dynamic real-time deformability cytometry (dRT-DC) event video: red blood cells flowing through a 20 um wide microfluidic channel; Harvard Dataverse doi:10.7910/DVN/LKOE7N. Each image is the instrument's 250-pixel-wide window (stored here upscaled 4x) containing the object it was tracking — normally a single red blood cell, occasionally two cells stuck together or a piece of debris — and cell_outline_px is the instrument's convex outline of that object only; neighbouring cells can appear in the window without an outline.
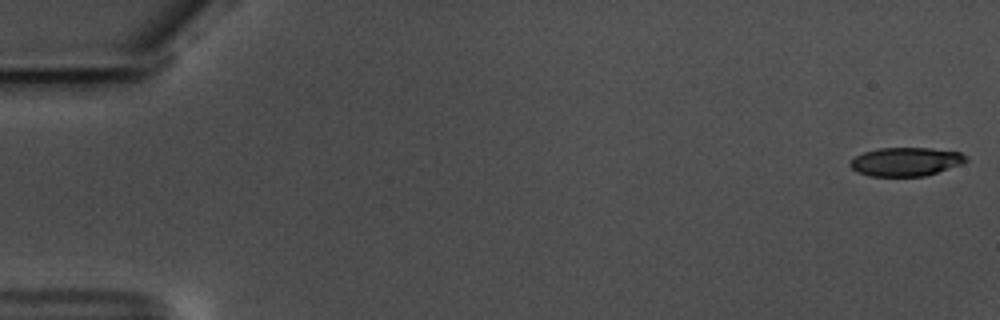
{"species": "common noctule bat (a hibernating species)", "species_latin": "Nyctalus noctula", "temperature_condition": "warm", "stored_images_in_passage": 58, "camera_frame_rate_fps": 3000, "um_per_image_px": 0.085, "animal": {"sex": "male", "body_mass_g": 17.5, "forearm_length_mm": 52.3}, "frame": {"image": 1, "passage_image": 1, "time_ms": 0.0, "image_size_px": [1000, 320], "cell_outline_px": [[968, 160], [960, 164], [924, 176], [868, 176], [856, 172], [848, 164], [856, 156], [864, 152], [880, 148], [932, 148], [960, 152], [968, 156]], "centroid_in_image_um": [76.98, 13.74], "position_along_channel_um": 8.0, "area_um2": 19.25}}
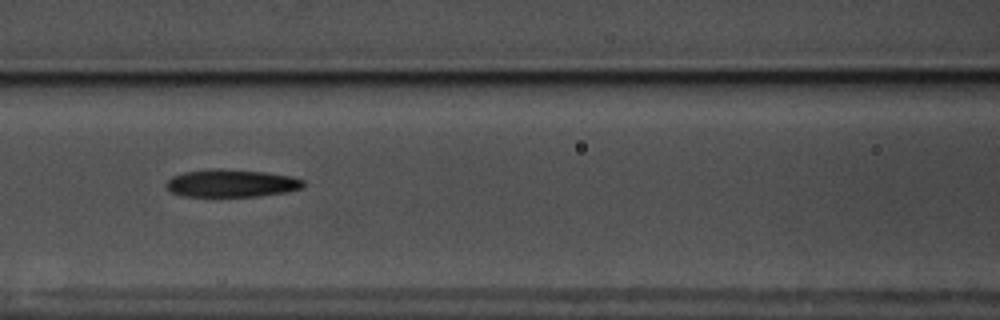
{"frame": {"image": 2, "passage_image": 26, "time_ms": 8.333, "image_size_px": [1000, 320], "cell_outline_px": [[304, 184], [300, 188], [284, 192], [260, 196], [180, 196], [168, 192], [164, 184], [172, 176], [184, 172], [212, 168], [220, 168], [264, 172], [292, 176], [304, 180]], "centroid_in_image_um": [19.59, 15.57], "position_along_channel_um": 147.0, "area_um2": 22.25}}
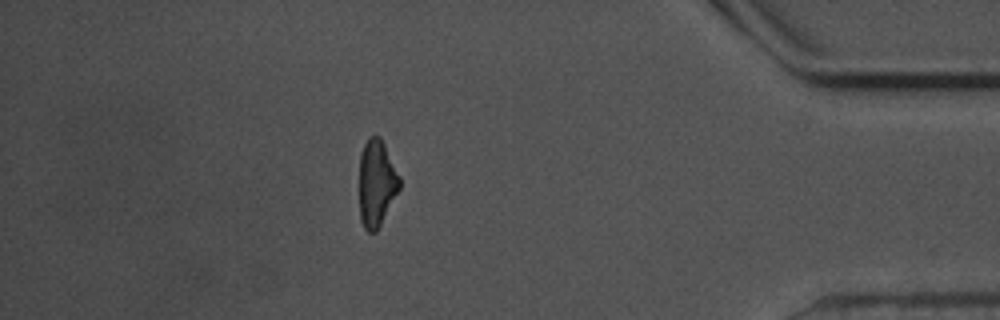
{"frame": {"image": 3, "passage_image": 51, "time_ms": 16.667, "image_size_px": [1000, 320], "cell_outline_px": [[400, 188], [376, 232], [368, 232], [364, 228], [360, 220], [360, 152], [368, 136], [380, 136], [400, 176]], "centroid_in_image_um": [32.0, 15.56], "position_along_channel_um": 403.2, "area_um2": 20.29}, "authors_computed_cell_mechanics": {"area_um2": 21.2704, "velocity_mm_per_s": 3.5571, "shape_relaxation_time_tau1_ms": 4.0133, "shape_relaxation_time_tau2_ms": 4.187, "deformation_change_tau1": 0.1576, "deformation_change_tau2": 0.1569}}